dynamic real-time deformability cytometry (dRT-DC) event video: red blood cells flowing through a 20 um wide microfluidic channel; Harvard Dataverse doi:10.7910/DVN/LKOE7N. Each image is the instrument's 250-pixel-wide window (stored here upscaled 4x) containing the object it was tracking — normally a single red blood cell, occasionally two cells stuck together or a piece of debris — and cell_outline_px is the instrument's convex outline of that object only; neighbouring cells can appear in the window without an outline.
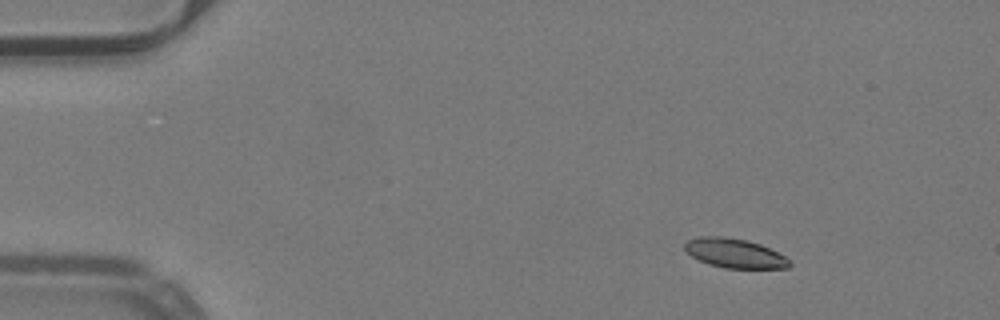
{"species": "common noctule bat (a hibernating species)", "species_latin": "Nyctalus noctula", "temperature_condition": "warm", "stored_images_in_passage": 46, "camera_frame_rate_fps": 3000, "um_per_image_px": 0.085, "animal": {"sex": "male", "body_mass_g": 19.2, "forearm_length_mm": 51.8}, "frame": {"image": 1, "passage_image": 1, "time_ms": 0.0, "image_size_px": [1000, 320], "cell_outline_px": [[792, 264], [788, 268], [724, 268], [700, 260], [692, 256], [684, 248], [684, 244], [688, 240], [700, 236], [720, 236], [748, 240], [760, 244], [784, 256]], "centroid_in_image_um": [62.44, 21.52], "position_along_channel_um": 22.6, "area_um2": 17.63}}
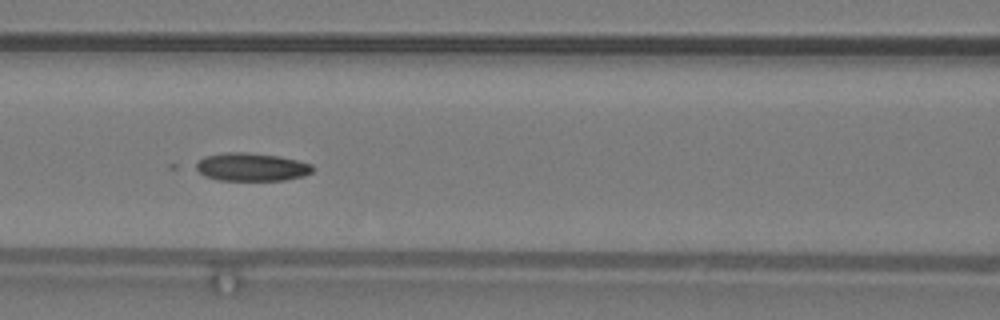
{"frame": {"image": 2, "passage_image": 17, "time_ms": 5.333, "image_size_px": [1000, 320], "cell_outline_px": [[312, 172], [304, 176], [284, 180], [220, 180], [204, 176], [192, 168], [192, 164], [204, 156], [224, 152], [248, 152], [280, 156], [312, 164]], "centroid_in_image_um": [21.29, 14.18], "position_along_channel_um": 145.3, "area_um2": 19.42}}
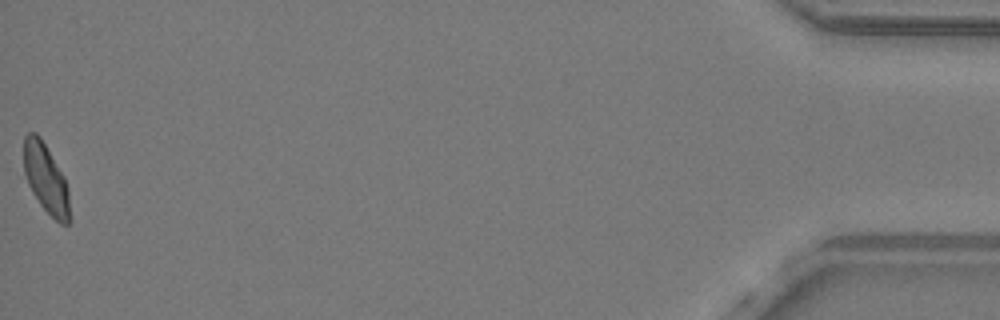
{"frame": {"image": 3, "passage_image": 46, "time_ms": 15.0, "image_size_px": [1000, 320], "cell_outline_px": [[68, 224], [60, 224], [40, 204], [32, 192], [28, 184], [24, 172], [24, 136], [28, 132], [36, 132], [40, 136], [64, 176], [68, 188]], "centroid_in_image_um": [3.87, 15.13], "position_along_channel_um": 431.3, "area_um2": 18.21}}